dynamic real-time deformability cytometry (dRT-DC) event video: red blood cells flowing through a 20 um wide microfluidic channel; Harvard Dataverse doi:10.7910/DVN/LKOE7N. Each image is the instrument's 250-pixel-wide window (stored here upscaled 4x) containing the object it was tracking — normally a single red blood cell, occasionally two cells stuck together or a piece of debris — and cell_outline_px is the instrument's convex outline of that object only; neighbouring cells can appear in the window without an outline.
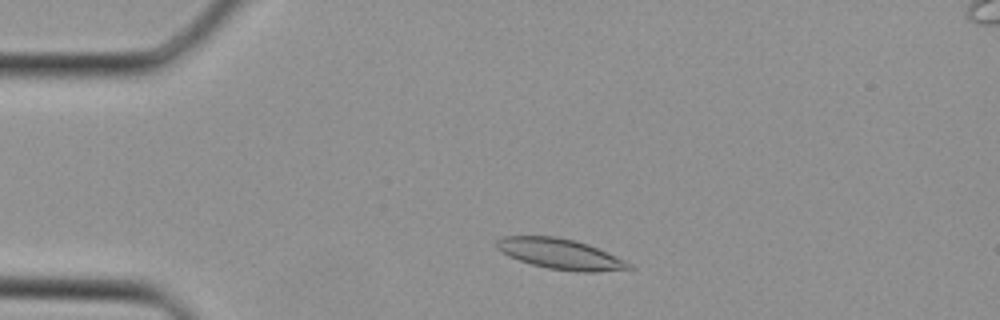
{"species": "Egyptian fruit bat (a non-hibernating species)", "species_latin": "Rousettus aegyptiacus", "temperature_condition": "cold", "stored_images_in_passage": 32, "camera_frame_rate_fps": 3000, "um_per_image_px": 0.085, "animal": {"sex": "female"}, "frame": {"image": 1, "passage_image": 4, "time_ms": 1.0, "image_size_px": [1000, 320], "cell_outline_px": [[636, 268], [596, 272], [576, 272], [548, 268], [532, 264], [508, 256], [496, 248], [496, 240], [504, 236], [556, 236], [576, 240], [588, 244], [624, 260], [632, 264]], "centroid_in_image_um": [47.63, 21.58], "position_along_channel_um": 37.4, "area_um2": 23.47}}
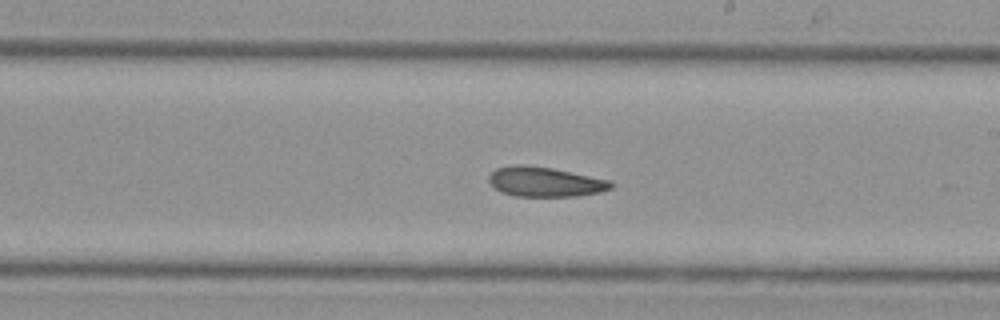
{"frame": {"image": 2, "passage_image": 17, "time_ms": 5.333, "image_size_px": [1000, 320], "cell_outline_px": [[612, 188], [600, 192], [576, 196], [516, 196], [500, 192], [488, 180], [488, 176], [496, 168], [516, 164], [524, 164], [552, 168], [612, 180]], "centroid_in_image_um": [46.33, 15.45], "position_along_channel_um": 242.7, "area_um2": 21.21}}
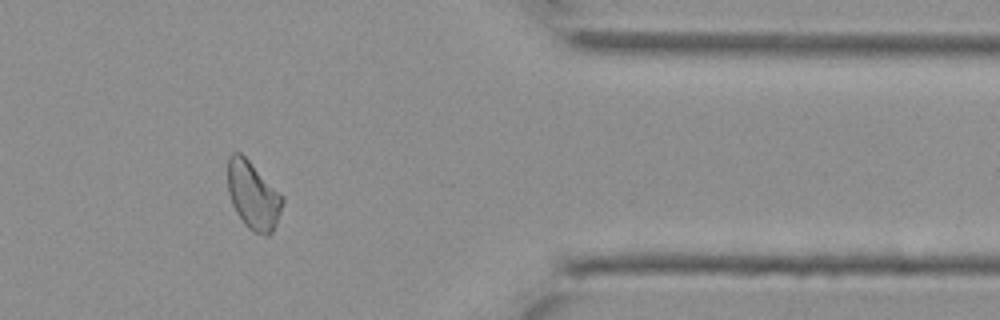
{"frame": {"image": 3, "passage_image": 26, "time_ms": 8.333, "image_size_px": [1000, 320], "cell_outline_px": [[284, 200], [276, 224], [272, 232], [268, 236], [264, 236], [248, 228], [244, 224], [236, 212], [232, 204], [228, 192], [228, 156], [232, 152], [240, 152], [284, 196]], "centroid_in_image_um": [21.51, 16.62], "position_along_channel_um": 389.9, "area_um2": 21.56}}